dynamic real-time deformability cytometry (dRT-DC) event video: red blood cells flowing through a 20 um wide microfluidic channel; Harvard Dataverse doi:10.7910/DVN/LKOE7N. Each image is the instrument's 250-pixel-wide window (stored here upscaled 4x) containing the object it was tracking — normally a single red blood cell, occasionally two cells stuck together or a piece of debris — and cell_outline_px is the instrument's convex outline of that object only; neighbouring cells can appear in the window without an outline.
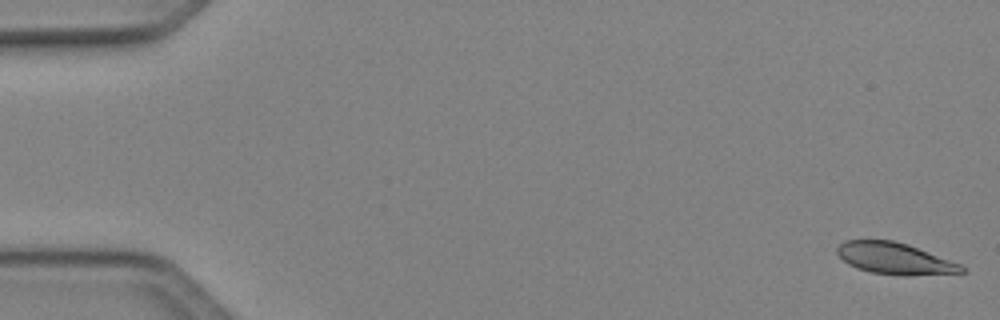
{"species": "Egyptian fruit bat (a non-hibernating species)", "species_latin": "Rousettus aegyptiacus", "temperature_condition": "cold", "stored_images_in_passage": 50, "camera_frame_rate_fps": 3000, "um_per_image_px": 0.085, "animal": {"sex": "female"}, "frame": {"image": 1, "passage_image": 1, "time_ms": 0.0, "image_size_px": [1000, 320], "cell_outline_px": [[964, 272], [908, 276], [904, 276], [872, 272], [856, 268], [848, 264], [836, 252], [836, 248], [844, 240], [892, 240], [908, 244], [960, 264], [964, 268]], "centroid_in_image_um": [76.02, 21.97], "position_along_channel_um": 9.0, "area_um2": 22.72}}
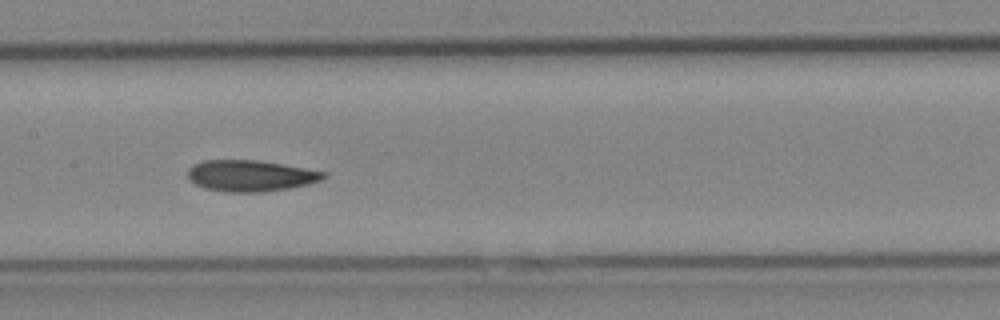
{"frame": {"image": 2, "passage_image": 25, "time_ms": 8.0, "image_size_px": [1000, 320], "cell_outline_px": [[328, 176], [320, 180], [288, 188], [264, 192], [224, 192], [204, 188], [196, 184], [188, 176], [188, 168], [192, 164], [204, 160], [256, 160], [304, 168], [324, 172]], "centroid_in_image_um": [21.24, 14.94], "position_along_channel_um": 186.2, "area_um2": 24.45}}
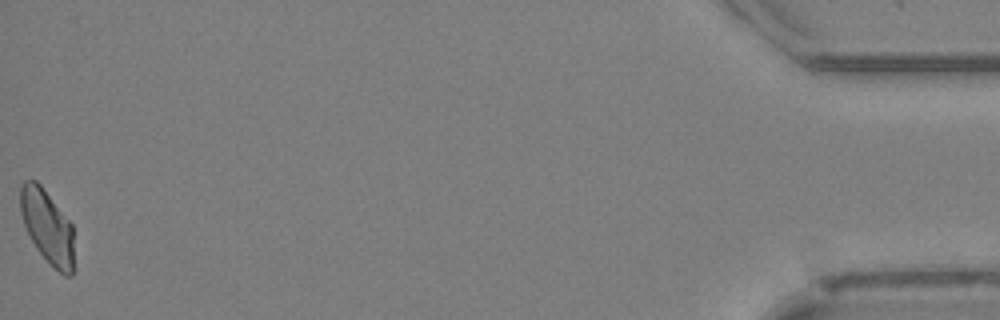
{"frame": {"image": 3, "passage_image": 50, "time_ms": 16.333, "image_size_px": [1000, 320], "cell_outline_px": [[76, 272], [72, 276], [64, 276], [36, 248], [24, 224], [20, 212], [20, 184], [24, 180], [36, 180], [40, 184], [72, 224], [76, 268]], "centroid_in_image_um": [4.07, 19.3], "position_along_channel_um": 431.1, "area_um2": 23.24}, "authors_computed_cell_mechanics": {"area_um2": 23.987, "velocity_mm_per_s": 4.0962, "shape_relaxation_time_tau1_ms": 10.2062, "shape_relaxation_time_tau2_ms": null, "deformation_change_tau1": 0.209, "deformation_change_tau2": null}}